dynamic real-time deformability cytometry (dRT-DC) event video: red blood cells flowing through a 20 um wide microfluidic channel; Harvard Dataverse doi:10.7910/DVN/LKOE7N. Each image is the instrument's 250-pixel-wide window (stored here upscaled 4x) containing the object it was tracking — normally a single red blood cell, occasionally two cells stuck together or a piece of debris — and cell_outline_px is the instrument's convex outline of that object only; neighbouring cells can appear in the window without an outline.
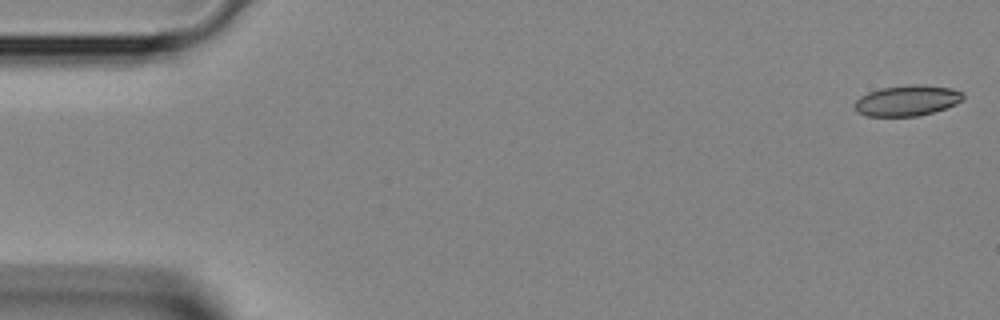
{"species": "Egyptian fruit bat (a non-hibernating species)", "species_latin": "Rousettus aegyptiacus", "temperature_condition": "room temperature", "stored_images_in_passage": 4, "camera_frame_rate_fps": 3000, "um_per_image_px": 0.085, "animal": {"sex": "female"}, "frame": {"image": 1, "passage_image": 1, "time_ms": 0.0, "image_size_px": [1000, 320], "cell_outline_px": [[964, 100], [956, 104], [920, 116], [868, 116], [856, 112], [852, 104], [860, 96], [868, 92], [880, 88], [916, 84], [952, 88], [964, 92]], "centroid_in_image_um": [77.09, 8.55], "position_along_channel_um": 7.9, "area_um2": 19.54}}
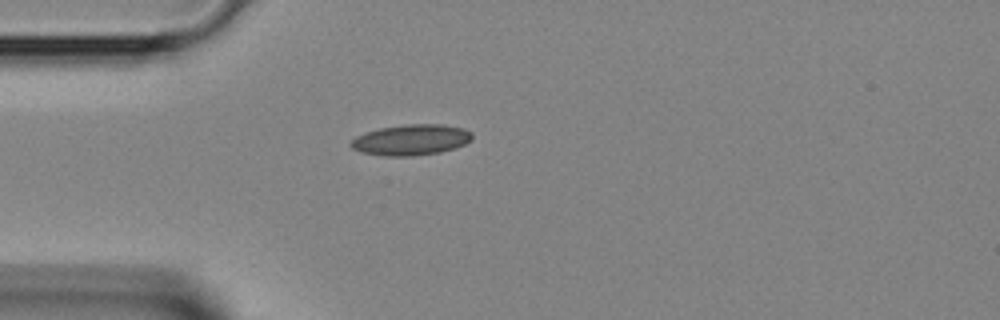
{"frame": {"image": 2, "passage_image": 4, "time_ms": 1.0, "image_size_px": [1000, 320], "cell_outline_px": [[472, 140], [464, 144], [440, 152], [412, 156], [384, 156], [360, 152], [352, 148], [348, 144], [356, 136], [364, 132], [380, 128], [404, 124], [440, 124], [464, 128], [472, 132]], "centroid_in_image_um": [34.91, 11.88], "position_along_channel_um": 50.1, "area_um2": 21.85}}